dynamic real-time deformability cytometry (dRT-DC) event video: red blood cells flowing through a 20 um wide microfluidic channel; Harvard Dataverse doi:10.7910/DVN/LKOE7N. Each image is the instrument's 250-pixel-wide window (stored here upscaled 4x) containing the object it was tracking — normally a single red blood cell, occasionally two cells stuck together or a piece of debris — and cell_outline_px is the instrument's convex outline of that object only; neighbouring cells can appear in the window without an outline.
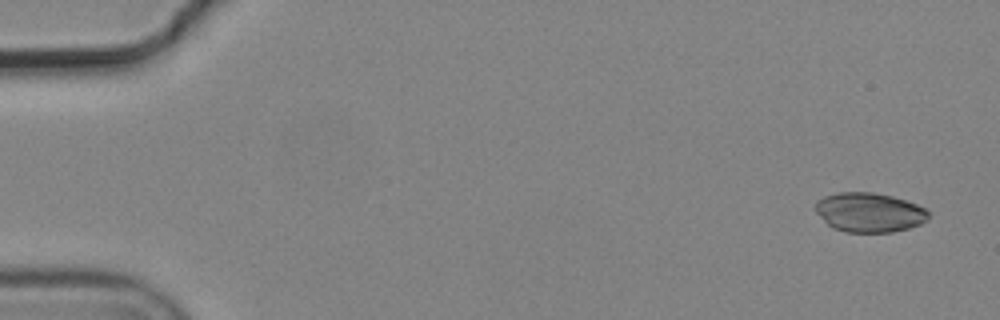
{"species": "common noctule bat (a hibernating species)", "species_latin": "Nyctalus noctula", "temperature_condition": "cold", "stored_images_in_passage": 5, "camera_frame_rate_fps": 3000, "um_per_image_px": 0.085, "animal": {"sex": "male", "body_mass_g": 19.2, "forearm_length_mm": 51.8}, "frame": {"image": 1, "passage_image": 1, "time_ms": 0.0, "image_size_px": [1000, 320], "cell_outline_px": [[928, 220], [920, 224], [908, 228], [892, 232], [844, 232], [832, 228], [812, 208], [816, 200], [824, 196], [840, 192], [872, 192], [892, 196], [916, 204], [924, 208], [928, 212]], "centroid_in_image_um": [73.85, 18.05], "position_along_channel_um": 11.2, "area_um2": 26.07}}
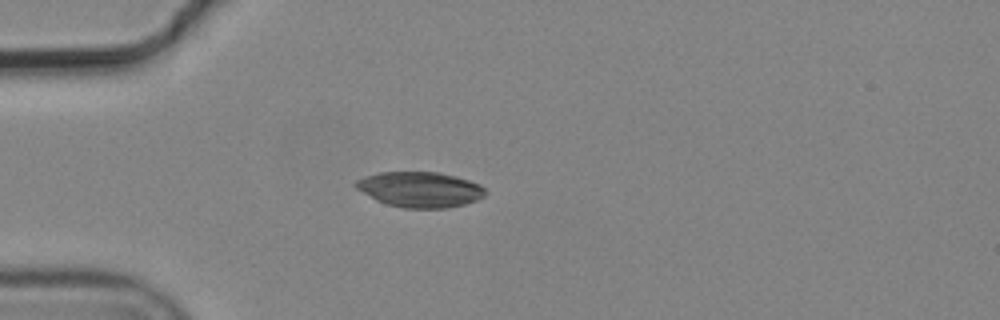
{"frame": {"image": 2, "passage_image": 4, "time_ms": 1.0, "image_size_px": [1000, 320], "cell_outline_px": [[484, 196], [476, 200], [464, 204], [448, 208], [404, 208], [384, 204], [376, 200], [356, 188], [352, 184], [356, 180], [364, 176], [380, 172], [440, 172], [456, 176], [480, 184], [484, 188]], "centroid_in_image_um": [35.66, 16.1], "position_along_channel_um": 49.3, "area_um2": 26.82}}